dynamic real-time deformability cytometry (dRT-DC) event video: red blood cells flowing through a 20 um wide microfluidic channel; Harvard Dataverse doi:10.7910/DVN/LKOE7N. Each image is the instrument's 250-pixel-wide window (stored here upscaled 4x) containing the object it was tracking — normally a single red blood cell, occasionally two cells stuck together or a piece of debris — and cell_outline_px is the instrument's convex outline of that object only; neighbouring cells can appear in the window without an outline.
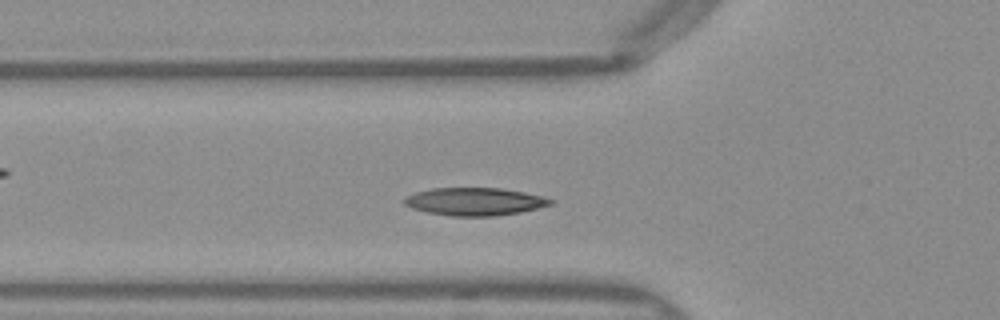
{"species": "Egyptian fruit bat (a non-hibernating species)", "species_latin": "Rousettus aegyptiacus", "temperature_condition": "warm", "stored_images_in_passage": 40, "camera_frame_rate_fps": 3000, "um_per_image_px": 0.085, "frame": {"image": 1, "passage_image": 11, "time_ms": 3.333, "image_size_px": [1000, 320], "cell_outline_px": [[556, 200], [552, 204], [520, 212], [496, 216], [452, 216], [428, 212], [412, 208], [404, 204], [400, 200], [404, 196], [416, 192], [432, 188], [500, 188], [524, 192]], "centroid_in_image_um": [40.31, 17.13], "position_along_channel_um": 85.5, "area_um2": 23.7}}
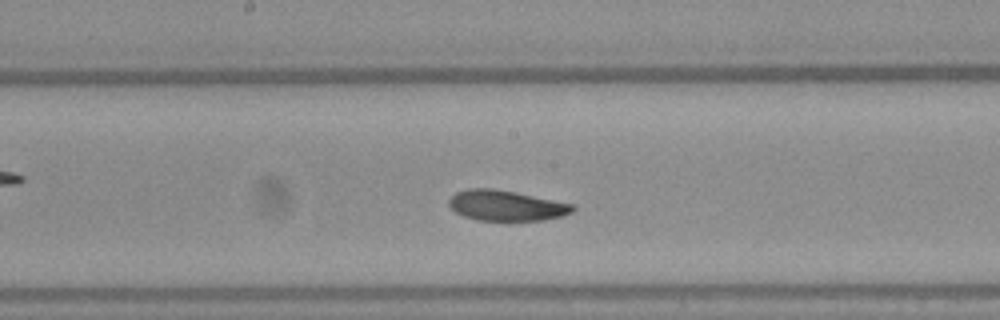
{"frame": {"image": 2, "passage_image": 20, "time_ms": 6.333, "image_size_px": [1000, 320], "cell_outline_px": [[576, 208], [572, 212], [560, 216], [544, 220], [476, 220], [464, 216], [456, 212], [448, 204], [448, 200], [456, 192], [468, 188], [492, 188], [516, 192], [576, 204]], "centroid_in_image_um": [43.04, 17.46], "position_along_channel_um": 205.2, "area_um2": 22.02}}
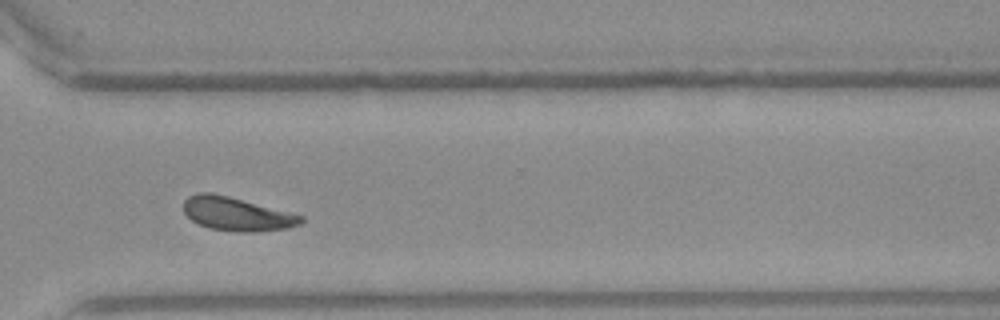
{"frame": {"image": 3, "passage_image": 31, "time_ms": 10.0, "image_size_px": [1000, 320], "cell_outline_px": [[304, 220], [300, 224], [288, 228], [256, 232], [240, 232], [208, 228], [192, 220], [184, 212], [184, 200], [188, 196], [200, 192], [212, 192], [228, 196], [304, 216]], "centroid_in_image_um": [20.12, 18.19], "position_along_channel_um": 350.5, "area_um2": 22.83}, "authors_computed_cell_mechanics": {"area_um2": 22.2241, "velocity_mm_per_s": 3.9685, "shape_relaxation_time_tau1_ms": 3.2336, "shape_relaxation_time_tau2_ms": 4.4396, "deformation_change_tau1": 0.1034, "deformation_change_tau2": 0.0962}}